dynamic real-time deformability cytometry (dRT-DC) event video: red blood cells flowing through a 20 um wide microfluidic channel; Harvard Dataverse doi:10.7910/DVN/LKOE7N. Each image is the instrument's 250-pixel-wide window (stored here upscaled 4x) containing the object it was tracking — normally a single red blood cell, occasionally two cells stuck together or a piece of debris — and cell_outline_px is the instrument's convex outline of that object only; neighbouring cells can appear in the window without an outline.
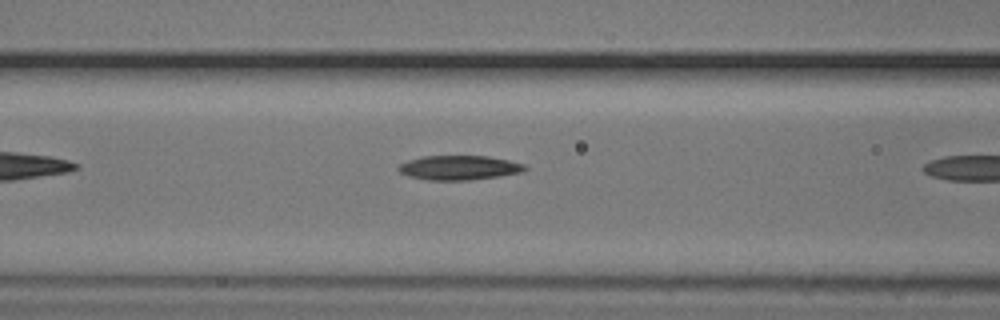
{"species": "common noctule bat (a hibernating species)", "species_latin": "Nyctalus noctula", "temperature_condition": "cold", "stored_images_in_passage": 6, "camera_frame_rate_fps": 3000, "um_per_image_px": 0.085, "animal": {"sex": "male", "body_mass_g": 20.5, "forearm_length_mm": 52.5}, "frame": {"image": 1, "passage_image": 5, "time_ms": 1.333, "image_size_px": [1000, 320], "cell_outline_px": [[528, 168], [524, 172], [500, 176], [468, 180], [428, 180], [408, 176], [400, 172], [396, 168], [400, 164], [408, 160], [424, 156], [488, 156], [508, 160], [524, 164]], "centroid_in_image_um": [39.03, 14.25], "position_along_channel_um": 127.6, "area_um2": 18.03}}